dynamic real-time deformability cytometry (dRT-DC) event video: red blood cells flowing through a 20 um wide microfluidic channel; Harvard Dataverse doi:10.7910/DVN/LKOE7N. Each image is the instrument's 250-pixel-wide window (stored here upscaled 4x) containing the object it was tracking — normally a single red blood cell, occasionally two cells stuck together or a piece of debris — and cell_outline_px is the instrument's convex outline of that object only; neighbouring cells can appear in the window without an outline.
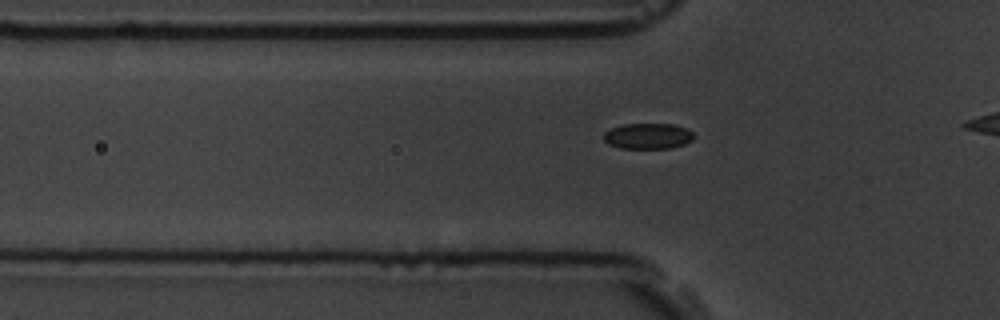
{"species": "common noctule bat (a hibernating species)", "species_latin": "Nyctalus noctula", "temperature_condition": "room temperature", "stored_images_in_passage": 44, "camera_frame_rate_fps": 3000, "um_per_image_px": 0.085, "animal": {"sex": "male", "body_mass_g": 19.5, "forearm_length_mm": 54.6}, "frame": {"image": 1, "passage_image": 13, "time_ms": 4.0, "image_size_px": [1000, 320], "cell_outline_px": [[692, 140], [684, 144], [672, 148], [620, 148], [608, 144], [604, 140], [604, 132], [612, 128], [624, 124], [672, 124], [684, 128], [692, 132]], "centroid_in_image_um": [55.04, 11.57], "position_along_channel_um": 70.8, "area_um2": 13.35}}
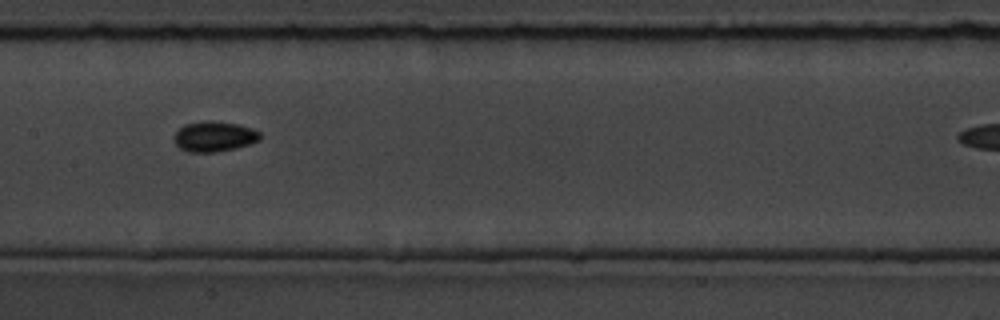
{"frame": {"image": 2, "passage_image": 23, "time_ms": 7.333, "image_size_px": [1000, 320], "cell_outline_px": [[260, 140], [252, 144], [236, 148], [216, 152], [188, 152], [180, 148], [176, 144], [172, 136], [184, 124], [204, 120], [208, 120], [236, 124], [252, 128], [260, 132]], "centroid_in_image_um": [18.2, 11.6], "position_along_channel_um": 189.2, "area_um2": 15.32}}
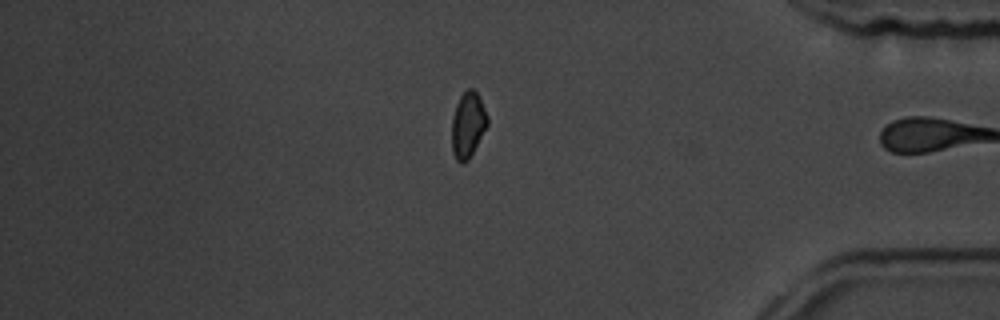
{"frame": {"image": 3, "passage_image": 43, "time_ms": 14.0, "image_size_px": [1000, 320], "cell_outline_px": [[488, 124], [468, 160], [460, 164], [456, 160], [452, 152], [452, 116], [456, 104], [460, 96], [468, 88], [472, 88], [476, 92], [488, 116]], "centroid_in_image_um": [39.75, 10.62], "position_along_channel_um": 395.5, "area_um2": 13.53}}